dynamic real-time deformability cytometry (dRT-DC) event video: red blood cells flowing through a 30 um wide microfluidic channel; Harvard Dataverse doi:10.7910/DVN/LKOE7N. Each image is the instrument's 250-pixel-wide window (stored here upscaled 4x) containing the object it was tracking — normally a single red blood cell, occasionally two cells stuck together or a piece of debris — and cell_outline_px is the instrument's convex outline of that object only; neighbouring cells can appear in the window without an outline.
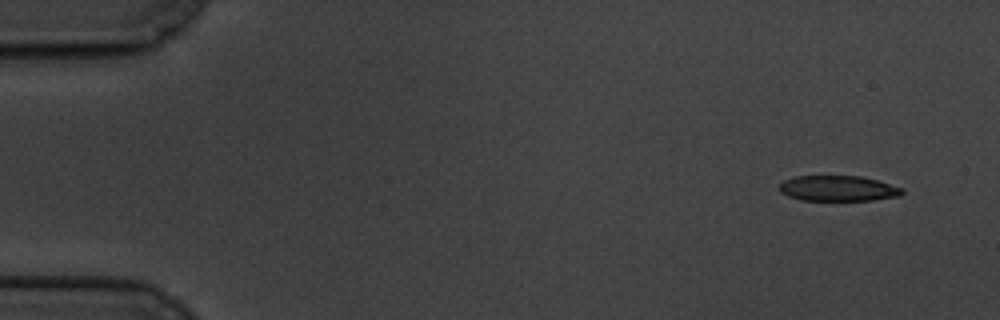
{"species": "common noctule bat (a hibernating species)", "species_latin": "Nyctalus noctula", "temperature_condition": "cold", "stored_images_in_passage": 5, "camera_frame_rate_fps": 3000, "um_per_image_px": 0.085, "animal": {"sex": "male", "body_mass_g": 19.5, "forearm_length_mm": 54.6}, "frame": {"image": 1, "passage_image": 1, "time_ms": 0.0, "image_size_px": [1000, 320], "cell_outline_px": [[904, 192], [900, 196], [872, 200], [800, 200], [788, 196], [780, 192], [780, 184], [784, 180], [796, 176], [860, 176], [876, 180], [904, 188]], "centroid_in_image_um": [71.25, 16.01], "position_along_channel_um": 13.8, "area_um2": 18.21}}
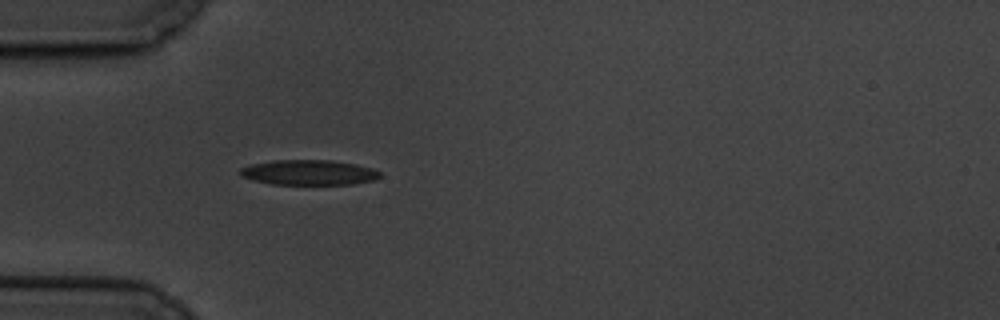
{"frame": {"image": 2, "passage_image": 5, "time_ms": 4.667, "image_size_px": [1000, 320], "cell_outline_px": [[380, 176], [376, 180], [352, 184], [272, 184], [252, 180], [240, 176], [240, 168], [252, 164], [272, 160], [332, 160], [356, 164], [372, 168], [380, 172]], "centroid_in_image_um": [26.25, 14.66], "position_along_channel_um": 58.8, "area_um2": 20.52}}